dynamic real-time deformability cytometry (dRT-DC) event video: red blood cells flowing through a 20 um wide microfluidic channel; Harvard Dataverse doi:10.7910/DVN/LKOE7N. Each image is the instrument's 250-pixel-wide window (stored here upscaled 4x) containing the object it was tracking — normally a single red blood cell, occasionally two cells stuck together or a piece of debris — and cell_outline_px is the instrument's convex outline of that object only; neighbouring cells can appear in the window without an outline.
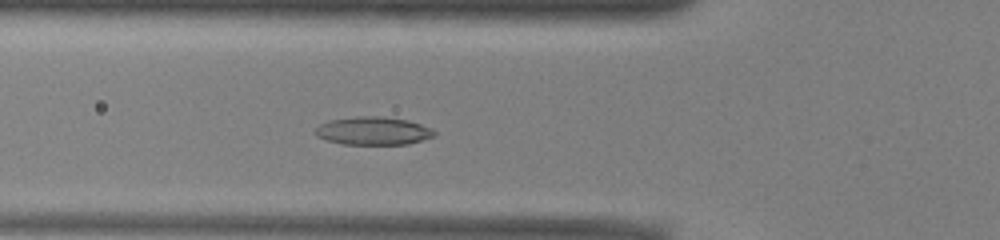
{"species": "common noctule bat (a hibernating species)", "species_latin": "Nyctalus noctula", "temperature_condition": "warm", "stored_images_in_passage": 47, "camera_frame_rate_fps": 3000, "um_per_image_px": 0.085, "animal": {"sex": "male", "body_mass_g": 13.0, "forearm_length_mm": 53.1}, "frame": {"image": 1, "passage_image": 13, "time_ms": 4.0, "image_size_px": [1000, 240], "cell_outline_px": [[436, 136], [408, 144], [344, 144], [328, 140], [316, 136], [316, 128], [320, 124], [328, 120], [356, 116], [384, 116], [408, 120], [432, 128], [436, 132]], "centroid_in_image_um": [31.75, 11.11], "position_along_channel_um": 94.0, "area_um2": 19.54}}
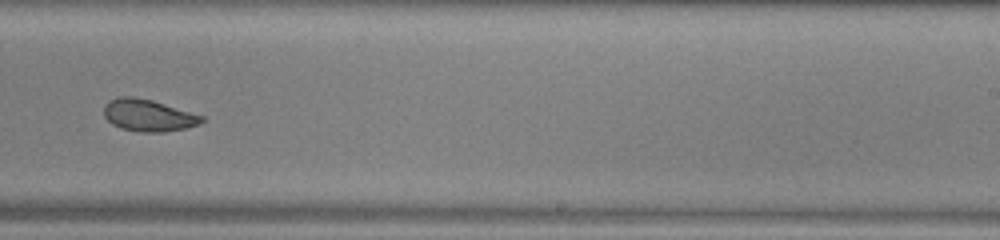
{"frame": {"image": 2, "passage_image": 27, "time_ms": 8.667, "image_size_px": [1000, 240], "cell_outline_px": [[204, 120], [200, 124], [184, 128], [164, 132], [140, 132], [120, 128], [112, 124], [104, 116], [104, 104], [108, 100], [116, 96], [132, 96], [152, 100], [204, 116]], "centroid_in_image_um": [12.57, 9.79], "position_along_channel_um": 276.4, "area_um2": 18.32}}
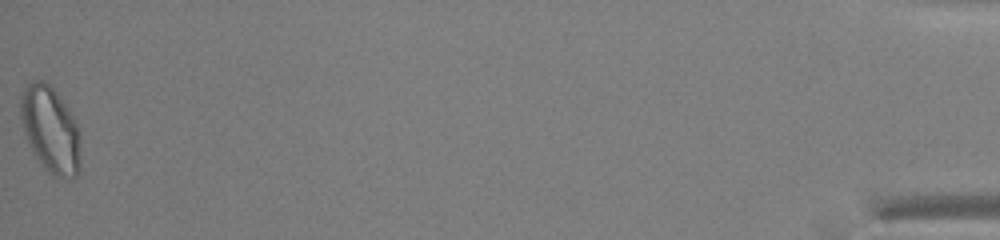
{"frame": {"image": 3, "passage_image": 47, "time_ms": 15.333, "image_size_px": [1000, 240], "cell_outline_px": [[80, 176], [72, 180], [52, 176], [44, 168], [36, 156], [24, 132], [20, 116], [20, 96], [24, 88], [32, 80], [44, 80], [56, 92], [68, 108], [80, 128]], "centroid_in_image_um": [4.33, 11.06], "position_along_channel_um": 430.9, "area_um2": 30.58}, "authors_computed_cell_mechanics": {"area_um2": 20.4034, "velocity_mm_per_s": 3.9134, "shape_relaxation_time_tau1_ms": null, "shape_relaxation_time_tau2_ms": 2.042, "deformation_change_tau1": null, "deformation_change_tau2": 0.0757}}